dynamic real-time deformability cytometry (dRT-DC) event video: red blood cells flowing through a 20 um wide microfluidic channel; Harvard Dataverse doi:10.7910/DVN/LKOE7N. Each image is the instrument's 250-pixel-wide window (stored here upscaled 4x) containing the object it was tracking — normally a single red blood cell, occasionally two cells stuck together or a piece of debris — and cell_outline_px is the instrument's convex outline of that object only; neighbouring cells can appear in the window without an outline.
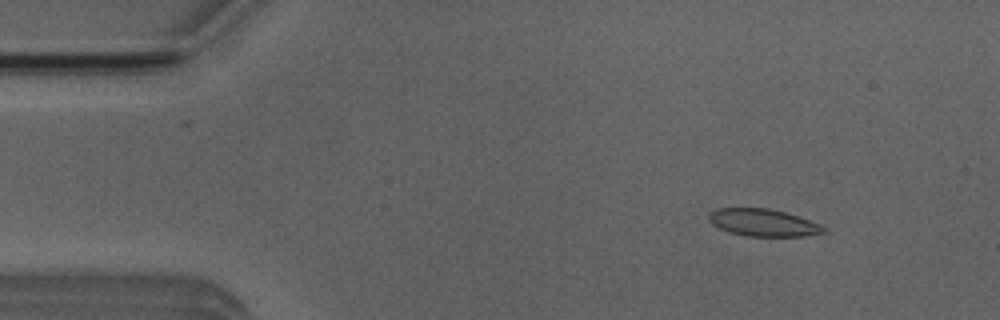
{"species": "Egyptian fruit bat (a non-hibernating species)", "species_latin": "Rousettus aegyptiacus", "temperature_condition": "room temperature", "stored_images_in_passage": 4, "camera_frame_rate_fps": 3000, "um_per_image_px": 0.085, "animal": {"sex": "male"}, "frame": {"image": 1, "passage_image": 2, "time_ms": 1.0, "image_size_px": [1000, 320], "cell_outline_px": [[824, 232], [804, 236], [744, 236], [728, 232], [712, 224], [708, 220], [708, 212], [716, 208], [768, 208], [784, 212], [820, 224], [824, 228]], "centroid_in_image_um": [64.78, 18.92], "position_along_channel_um": 20.2, "area_um2": 18.15}}